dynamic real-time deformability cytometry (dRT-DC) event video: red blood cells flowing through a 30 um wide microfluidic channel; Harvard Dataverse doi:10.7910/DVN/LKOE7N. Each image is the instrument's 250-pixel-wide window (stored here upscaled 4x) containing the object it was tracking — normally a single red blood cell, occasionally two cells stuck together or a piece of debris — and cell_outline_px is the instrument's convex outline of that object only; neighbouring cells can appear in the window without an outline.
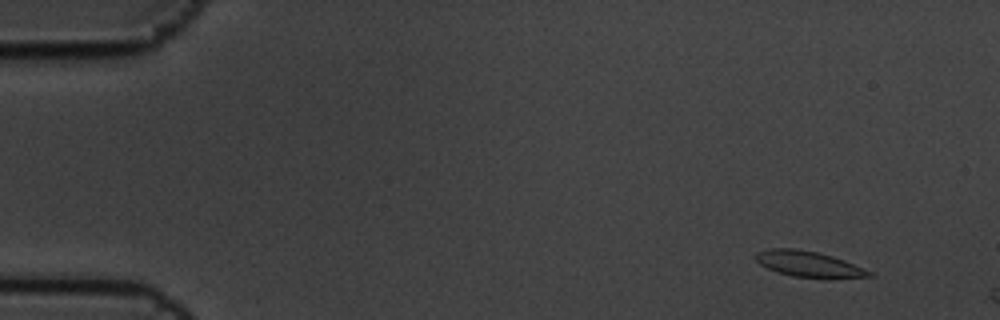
{"species": "common noctule bat (a hibernating species)", "species_latin": "Nyctalus noctula", "temperature_condition": "cold", "stored_images_in_passage": 6, "camera_frame_rate_fps": 3000, "um_per_image_px": 0.085, "animal": {"sex": "male", "body_mass_g": 19.5, "forearm_length_mm": 54.6}, "frame": {"image": 1, "passage_image": 2, "time_ms": 0.333, "image_size_px": [1000, 320], "cell_outline_px": [[876, 276], [792, 276], [776, 272], [760, 264], [756, 260], [756, 252], [768, 248], [796, 248], [816, 252], [832, 256], [844, 260], [864, 268], [872, 272]], "centroid_in_image_um": [68.65, 22.4], "position_along_channel_um": 16.3, "area_um2": 16.36}}